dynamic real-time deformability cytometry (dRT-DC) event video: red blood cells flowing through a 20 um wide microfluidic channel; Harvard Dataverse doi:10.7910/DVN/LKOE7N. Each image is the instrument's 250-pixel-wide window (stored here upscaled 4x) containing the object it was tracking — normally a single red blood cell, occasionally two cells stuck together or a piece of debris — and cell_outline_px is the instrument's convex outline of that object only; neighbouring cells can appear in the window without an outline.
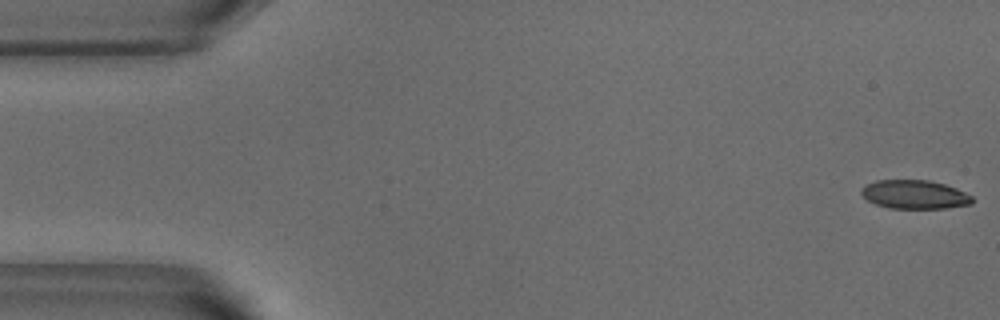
{"species": "common noctule bat (a hibernating species)", "species_latin": "Nyctalus noctula", "temperature_condition": "warm", "stored_images_in_passage": 52, "camera_frame_rate_fps": 3000, "um_per_image_px": 0.085, "animal": {"sex": "male", "body_mass_g": 18.8}, "frame": {"image": 1, "passage_image": 1, "time_ms": 0.0, "image_size_px": [1000, 320], "cell_outline_px": [[972, 204], [944, 208], [888, 208], [876, 204], [868, 200], [860, 192], [860, 188], [864, 184], [876, 180], [928, 180], [944, 184], [956, 188], [972, 196]], "centroid_in_image_um": [77.7, 16.52], "position_along_channel_um": 7.3, "area_um2": 18.55}}
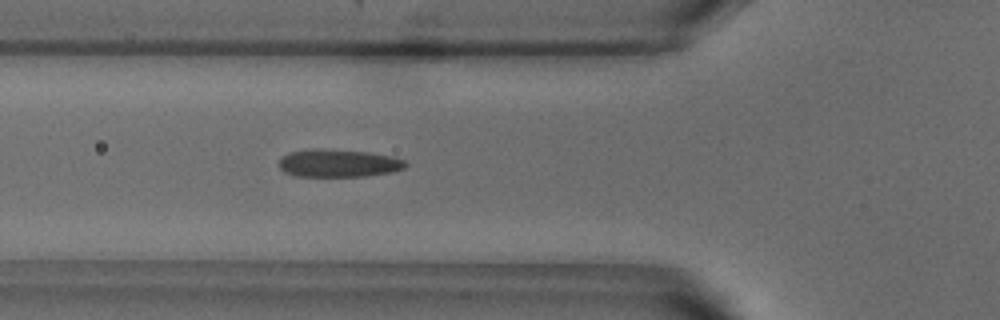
{"frame": {"image": 2, "passage_image": 18, "time_ms": 5.667, "image_size_px": [1000, 320], "cell_outline_px": [[408, 164], [404, 168], [392, 172], [364, 176], [296, 176], [284, 172], [280, 168], [280, 156], [288, 152], [312, 148], [324, 148], [368, 152], [392, 156], [404, 160]], "centroid_in_image_um": [28.74, 13.85], "position_along_channel_um": 97.1, "area_um2": 20.69}}
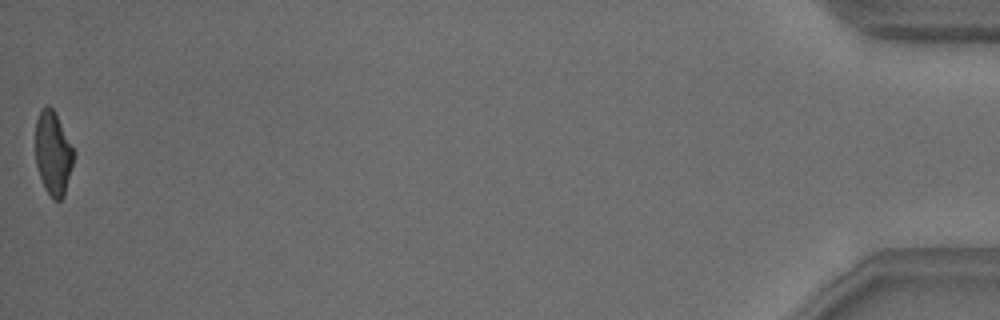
{"frame": {"image": 3, "passage_image": 52, "time_ms": 17.0, "image_size_px": [1000, 320], "cell_outline_px": [[76, 152], [64, 196], [60, 200], [52, 200], [44, 188], [36, 164], [36, 120], [40, 108], [44, 104], [48, 104], [56, 112]], "centroid_in_image_um": [4.53, 12.99], "position_along_channel_um": 430.7, "area_um2": 19.07}, "authors_computed_cell_mechanics": {"area_um2": 20.1144, "velocity_mm_per_s": 3.8362, "shape_relaxation_time_tau1_ms": 5.803, "shape_relaxation_time_tau2_ms": 1.4656, "deformation_change_tau1": 0.2057, "deformation_change_tau2": 0.1081}}